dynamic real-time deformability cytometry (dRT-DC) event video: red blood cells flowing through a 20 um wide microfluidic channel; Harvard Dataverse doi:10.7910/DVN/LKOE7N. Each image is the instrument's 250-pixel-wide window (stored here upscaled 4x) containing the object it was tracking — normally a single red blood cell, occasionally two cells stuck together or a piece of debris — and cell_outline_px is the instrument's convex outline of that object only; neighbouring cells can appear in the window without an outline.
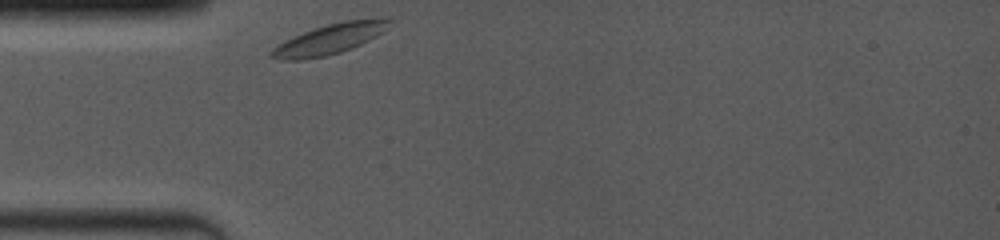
{"species": "common noctule bat (a hibernating species)", "species_latin": "Nyctalus noctula", "temperature_condition": "room temperature", "stored_images_in_passage": 29, "camera_frame_rate_fps": 4000, "um_per_image_px": 0.085, "animal": {"sex": "female", "body_mass_g": 19.0, "forearm_length_mm": 53.3}, "frame": {"image": 1, "passage_image": 1, "time_ms": 0.0, "image_size_px": [1000, 240], "cell_outline_px": [[396, 20], [384, 32], [352, 48], [328, 56], [300, 60], [280, 60], [268, 56], [268, 52], [272, 48], [284, 40], [292, 36], [328, 24], [344, 20], [376, 16], [388, 16]], "centroid_in_image_um": [28.11, 3.28], "position_along_channel_um": 56.9, "area_um2": 21.56}}
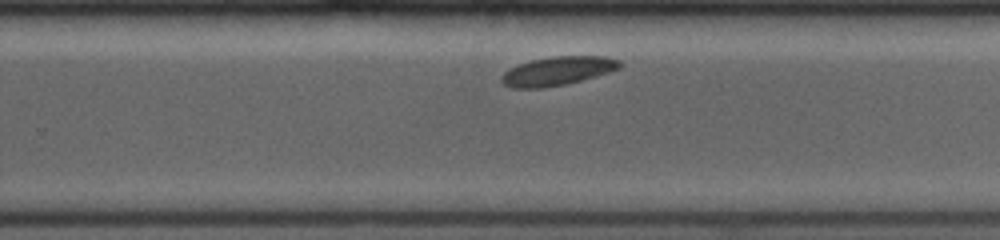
{"frame": {"image": 2, "passage_image": 18, "time_ms": 6.25, "image_size_px": [1000, 240], "cell_outline_px": [[624, 64], [620, 68], [608, 72], [580, 80], [564, 84], [540, 88], [512, 88], [504, 84], [500, 80], [500, 76], [504, 72], [520, 64], [532, 60], [552, 56], [604, 56], [620, 60]], "centroid_in_image_um": [47.4, 6.02], "position_along_channel_um": 282.4, "area_um2": 19.59}}
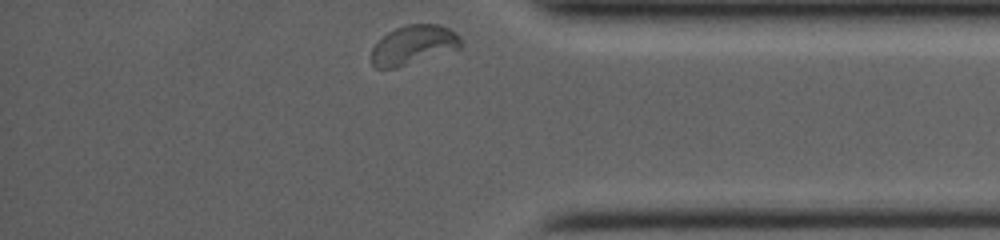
{"frame": {"image": 3, "passage_image": 29, "time_ms": 9.5, "image_size_px": [1000, 240], "cell_outline_px": [[460, 48], [396, 68], [376, 68], [372, 64], [372, 48], [388, 32], [404, 24], [440, 24], [456, 32], [460, 36]], "centroid_in_image_um": [35.15, 3.81], "position_along_channel_um": 400.1, "area_um2": 20.23}}